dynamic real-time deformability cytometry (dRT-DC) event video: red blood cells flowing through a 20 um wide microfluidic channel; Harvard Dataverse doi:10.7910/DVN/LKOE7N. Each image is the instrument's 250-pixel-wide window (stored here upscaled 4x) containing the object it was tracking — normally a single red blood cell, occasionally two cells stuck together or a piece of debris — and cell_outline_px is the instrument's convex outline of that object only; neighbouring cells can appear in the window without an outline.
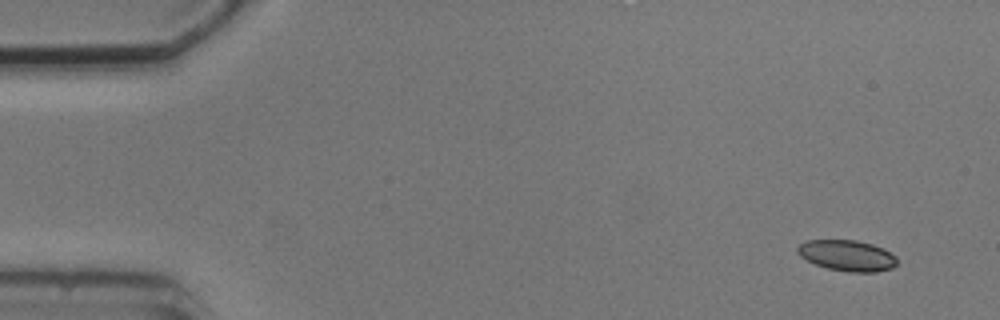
{"species": "common noctule bat (a hibernating species)", "species_latin": "Nyctalus noctula", "temperature_condition": "cold", "stored_images_in_passage": 6, "camera_frame_rate_fps": 3000, "um_per_image_px": 0.085, "animal": {"sex": "male", "body_mass_g": 20.5, "forearm_length_mm": 52.5}, "frame": {"image": 1, "passage_image": 1, "time_ms": 0.0, "image_size_px": [1000, 320], "cell_outline_px": [[896, 264], [892, 268], [876, 272], [848, 272], [828, 268], [816, 264], [800, 256], [796, 252], [796, 248], [800, 244], [808, 240], [856, 240], [872, 244], [884, 248], [896, 256]], "centroid_in_image_um": [72.02, 21.71], "position_along_channel_um": 13.0, "area_um2": 17.92}}
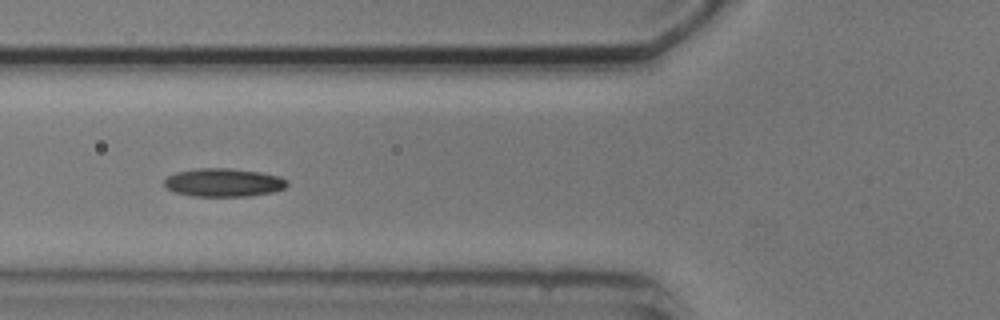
{"frame": {"image": 2, "passage_image": 6, "time_ms": 5.667, "image_size_px": [1000, 320], "cell_outline_px": [[288, 184], [284, 188], [272, 192], [252, 196], [192, 196], [176, 192], [168, 188], [164, 184], [164, 180], [168, 176], [176, 172], [196, 168], [228, 168], [260, 172], [280, 176], [288, 180]], "centroid_in_image_um": [19.02, 15.51], "position_along_channel_um": 106.8, "area_um2": 20.29}}